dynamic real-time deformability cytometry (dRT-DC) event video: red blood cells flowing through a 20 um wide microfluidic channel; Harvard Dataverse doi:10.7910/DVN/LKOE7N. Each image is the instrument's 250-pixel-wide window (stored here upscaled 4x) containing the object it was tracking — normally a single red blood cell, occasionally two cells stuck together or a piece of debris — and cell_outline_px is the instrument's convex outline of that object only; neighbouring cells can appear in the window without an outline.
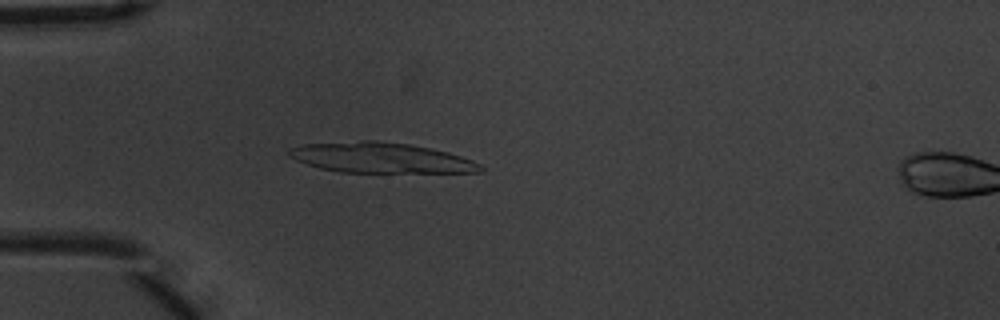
{"species": "common noctule bat (a hibernating species)", "species_latin": "Nyctalus noctula", "temperature_condition": "warm", "stored_images_in_passage": 18, "camera_frame_rate_fps": 3000, "um_per_image_px": 0.085, "animal": {"sex": "male", "body_mass_g": 20.1, "forearm_length_mm": 53.5}, "frame": {"image": 1, "passage_image": 16, "time_ms": 5.0, "image_size_px": [1000, 320], "cell_outline_px": [[484, 172], [340, 172], [320, 168], [296, 160], [288, 156], [288, 148], [304, 144], [360, 140], [376, 140], [408, 144], [432, 148], [448, 152], [472, 160], [480, 164], [484, 168]], "centroid_in_image_um": [32.36, 13.4], "position_along_channel_um": 52.6, "area_um2": 33.87}}